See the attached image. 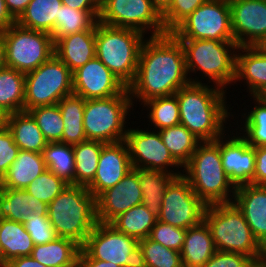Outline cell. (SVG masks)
Instances as JSON below:
<instances>
[{"label":"cell","instance_id":"cell-46","mask_svg":"<svg viewBox=\"0 0 266 267\" xmlns=\"http://www.w3.org/2000/svg\"><path fill=\"white\" fill-rule=\"evenodd\" d=\"M24 225L34 245L48 243L57 237L48 216H38L32 213L24 220Z\"/></svg>","mask_w":266,"mask_h":267},{"label":"cell","instance_id":"cell-28","mask_svg":"<svg viewBox=\"0 0 266 267\" xmlns=\"http://www.w3.org/2000/svg\"><path fill=\"white\" fill-rule=\"evenodd\" d=\"M33 248V240L26 231L24 223L0 218L2 267L14 258L30 256Z\"/></svg>","mask_w":266,"mask_h":267},{"label":"cell","instance_id":"cell-27","mask_svg":"<svg viewBox=\"0 0 266 267\" xmlns=\"http://www.w3.org/2000/svg\"><path fill=\"white\" fill-rule=\"evenodd\" d=\"M7 127L20 150L42 153L48 142L28 111L8 114Z\"/></svg>","mask_w":266,"mask_h":267},{"label":"cell","instance_id":"cell-52","mask_svg":"<svg viewBox=\"0 0 266 267\" xmlns=\"http://www.w3.org/2000/svg\"><path fill=\"white\" fill-rule=\"evenodd\" d=\"M31 0H5L6 7L11 16L17 20L24 12Z\"/></svg>","mask_w":266,"mask_h":267},{"label":"cell","instance_id":"cell-60","mask_svg":"<svg viewBox=\"0 0 266 267\" xmlns=\"http://www.w3.org/2000/svg\"><path fill=\"white\" fill-rule=\"evenodd\" d=\"M261 265L262 267H266V246L264 247L263 261Z\"/></svg>","mask_w":266,"mask_h":267},{"label":"cell","instance_id":"cell-18","mask_svg":"<svg viewBox=\"0 0 266 267\" xmlns=\"http://www.w3.org/2000/svg\"><path fill=\"white\" fill-rule=\"evenodd\" d=\"M232 131H226L220 137L223 169L235 187L252 184L255 172V147L250 146L237 129Z\"/></svg>","mask_w":266,"mask_h":267},{"label":"cell","instance_id":"cell-31","mask_svg":"<svg viewBox=\"0 0 266 267\" xmlns=\"http://www.w3.org/2000/svg\"><path fill=\"white\" fill-rule=\"evenodd\" d=\"M138 174L139 185L142 190V204L158 218L161 213L164 193L176 175L166 171L144 168H139Z\"/></svg>","mask_w":266,"mask_h":267},{"label":"cell","instance_id":"cell-1","mask_svg":"<svg viewBox=\"0 0 266 267\" xmlns=\"http://www.w3.org/2000/svg\"><path fill=\"white\" fill-rule=\"evenodd\" d=\"M190 83L180 41L172 34L146 37L139 54L137 73L128 86L132 104L174 95ZM139 99V100H138Z\"/></svg>","mask_w":266,"mask_h":267},{"label":"cell","instance_id":"cell-9","mask_svg":"<svg viewBox=\"0 0 266 267\" xmlns=\"http://www.w3.org/2000/svg\"><path fill=\"white\" fill-rule=\"evenodd\" d=\"M71 94L72 71L55 54L37 69L25 74L24 111L58 104Z\"/></svg>","mask_w":266,"mask_h":267},{"label":"cell","instance_id":"cell-38","mask_svg":"<svg viewBox=\"0 0 266 267\" xmlns=\"http://www.w3.org/2000/svg\"><path fill=\"white\" fill-rule=\"evenodd\" d=\"M158 132L164 145L182 167L189 162L201 142L182 124L160 129Z\"/></svg>","mask_w":266,"mask_h":267},{"label":"cell","instance_id":"cell-24","mask_svg":"<svg viewBox=\"0 0 266 267\" xmlns=\"http://www.w3.org/2000/svg\"><path fill=\"white\" fill-rule=\"evenodd\" d=\"M48 204L38 200L25 189L0 190V218L24 223L32 213L47 216Z\"/></svg>","mask_w":266,"mask_h":267},{"label":"cell","instance_id":"cell-3","mask_svg":"<svg viewBox=\"0 0 266 267\" xmlns=\"http://www.w3.org/2000/svg\"><path fill=\"white\" fill-rule=\"evenodd\" d=\"M179 41L184 50L185 66L190 83L204 84V79H206L207 84L213 83L214 86L223 90L234 85L236 53L239 47L235 41L210 39ZM197 72L199 75L192 78L193 74H198ZM198 76H202L201 79Z\"/></svg>","mask_w":266,"mask_h":267},{"label":"cell","instance_id":"cell-63","mask_svg":"<svg viewBox=\"0 0 266 267\" xmlns=\"http://www.w3.org/2000/svg\"><path fill=\"white\" fill-rule=\"evenodd\" d=\"M100 5L106 0H96Z\"/></svg>","mask_w":266,"mask_h":267},{"label":"cell","instance_id":"cell-41","mask_svg":"<svg viewBox=\"0 0 266 267\" xmlns=\"http://www.w3.org/2000/svg\"><path fill=\"white\" fill-rule=\"evenodd\" d=\"M28 112L36 121L48 143H62L64 122L58 104L37 106Z\"/></svg>","mask_w":266,"mask_h":267},{"label":"cell","instance_id":"cell-22","mask_svg":"<svg viewBox=\"0 0 266 267\" xmlns=\"http://www.w3.org/2000/svg\"><path fill=\"white\" fill-rule=\"evenodd\" d=\"M237 82L244 83L249 97L266 89V51L261 46L238 47L234 84Z\"/></svg>","mask_w":266,"mask_h":267},{"label":"cell","instance_id":"cell-57","mask_svg":"<svg viewBox=\"0 0 266 267\" xmlns=\"http://www.w3.org/2000/svg\"><path fill=\"white\" fill-rule=\"evenodd\" d=\"M4 67H6L5 41L3 34L0 32V70Z\"/></svg>","mask_w":266,"mask_h":267},{"label":"cell","instance_id":"cell-56","mask_svg":"<svg viewBox=\"0 0 266 267\" xmlns=\"http://www.w3.org/2000/svg\"><path fill=\"white\" fill-rule=\"evenodd\" d=\"M153 6L162 14L171 4L172 0H151Z\"/></svg>","mask_w":266,"mask_h":267},{"label":"cell","instance_id":"cell-61","mask_svg":"<svg viewBox=\"0 0 266 267\" xmlns=\"http://www.w3.org/2000/svg\"><path fill=\"white\" fill-rule=\"evenodd\" d=\"M261 47L266 51V41L261 45Z\"/></svg>","mask_w":266,"mask_h":267},{"label":"cell","instance_id":"cell-11","mask_svg":"<svg viewBox=\"0 0 266 267\" xmlns=\"http://www.w3.org/2000/svg\"><path fill=\"white\" fill-rule=\"evenodd\" d=\"M178 40L234 41L228 0H207L172 32Z\"/></svg>","mask_w":266,"mask_h":267},{"label":"cell","instance_id":"cell-58","mask_svg":"<svg viewBox=\"0 0 266 267\" xmlns=\"http://www.w3.org/2000/svg\"><path fill=\"white\" fill-rule=\"evenodd\" d=\"M8 113L0 107V130L7 126Z\"/></svg>","mask_w":266,"mask_h":267},{"label":"cell","instance_id":"cell-4","mask_svg":"<svg viewBox=\"0 0 266 267\" xmlns=\"http://www.w3.org/2000/svg\"><path fill=\"white\" fill-rule=\"evenodd\" d=\"M47 216L57 237L82 247L98 223L96 197L87 187L69 184L48 204Z\"/></svg>","mask_w":266,"mask_h":267},{"label":"cell","instance_id":"cell-14","mask_svg":"<svg viewBox=\"0 0 266 267\" xmlns=\"http://www.w3.org/2000/svg\"><path fill=\"white\" fill-rule=\"evenodd\" d=\"M206 208L188 180L180 175L170 182L164 193L158 220L187 230L204 220Z\"/></svg>","mask_w":266,"mask_h":267},{"label":"cell","instance_id":"cell-40","mask_svg":"<svg viewBox=\"0 0 266 267\" xmlns=\"http://www.w3.org/2000/svg\"><path fill=\"white\" fill-rule=\"evenodd\" d=\"M48 170L67 183L74 185L75 159L73 145L61 142L48 143L42 151Z\"/></svg>","mask_w":266,"mask_h":267},{"label":"cell","instance_id":"cell-34","mask_svg":"<svg viewBox=\"0 0 266 267\" xmlns=\"http://www.w3.org/2000/svg\"><path fill=\"white\" fill-rule=\"evenodd\" d=\"M25 73L10 67L0 70V107L8 114L24 111Z\"/></svg>","mask_w":266,"mask_h":267},{"label":"cell","instance_id":"cell-49","mask_svg":"<svg viewBox=\"0 0 266 267\" xmlns=\"http://www.w3.org/2000/svg\"><path fill=\"white\" fill-rule=\"evenodd\" d=\"M253 185H266V146L255 148V172Z\"/></svg>","mask_w":266,"mask_h":267},{"label":"cell","instance_id":"cell-45","mask_svg":"<svg viewBox=\"0 0 266 267\" xmlns=\"http://www.w3.org/2000/svg\"><path fill=\"white\" fill-rule=\"evenodd\" d=\"M186 229L163 223L159 220L153 226L149 238L169 249L181 251Z\"/></svg>","mask_w":266,"mask_h":267},{"label":"cell","instance_id":"cell-36","mask_svg":"<svg viewBox=\"0 0 266 267\" xmlns=\"http://www.w3.org/2000/svg\"><path fill=\"white\" fill-rule=\"evenodd\" d=\"M99 15L100 10H78L62 4L52 34L54 43L66 35L90 30L98 22Z\"/></svg>","mask_w":266,"mask_h":267},{"label":"cell","instance_id":"cell-62","mask_svg":"<svg viewBox=\"0 0 266 267\" xmlns=\"http://www.w3.org/2000/svg\"><path fill=\"white\" fill-rule=\"evenodd\" d=\"M0 267H2V255H1V252H0Z\"/></svg>","mask_w":266,"mask_h":267},{"label":"cell","instance_id":"cell-5","mask_svg":"<svg viewBox=\"0 0 266 267\" xmlns=\"http://www.w3.org/2000/svg\"><path fill=\"white\" fill-rule=\"evenodd\" d=\"M182 175L206 205L233 202L236 187L222 166L220 137L215 141L200 142L183 167Z\"/></svg>","mask_w":266,"mask_h":267},{"label":"cell","instance_id":"cell-6","mask_svg":"<svg viewBox=\"0 0 266 267\" xmlns=\"http://www.w3.org/2000/svg\"><path fill=\"white\" fill-rule=\"evenodd\" d=\"M217 251L245 254L262 264L264 247L254 237L243 213L232 203L207 205L204 214Z\"/></svg>","mask_w":266,"mask_h":267},{"label":"cell","instance_id":"cell-39","mask_svg":"<svg viewBox=\"0 0 266 267\" xmlns=\"http://www.w3.org/2000/svg\"><path fill=\"white\" fill-rule=\"evenodd\" d=\"M142 105L147 110V125L154 127L151 129L160 130L180 124L179 104L175 94L152 98Z\"/></svg>","mask_w":266,"mask_h":267},{"label":"cell","instance_id":"cell-37","mask_svg":"<svg viewBox=\"0 0 266 267\" xmlns=\"http://www.w3.org/2000/svg\"><path fill=\"white\" fill-rule=\"evenodd\" d=\"M250 99H253V108L248 109V113L247 107L244 108L246 113L243 112L239 120L240 125L235 129L240 128L239 134L250 146L255 148L266 146V103L257 96Z\"/></svg>","mask_w":266,"mask_h":267},{"label":"cell","instance_id":"cell-16","mask_svg":"<svg viewBox=\"0 0 266 267\" xmlns=\"http://www.w3.org/2000/svg\"><path fill=\"white\" fill-rule=\"evenodd\" d=\"M139 241L117 231L109 223L98 222L81 247L92 259L127 267V256Z\"/></svg>","mask_w":266,"mask_h":267},{"label":"cell","instance_id":"cell-13","mask_svg":"<svg viewBox=\"0 0 266 267\" xmlns=\"http://www.w3.org/2000/svg\"><path fill=\"white\" fill-rule=\"evenodd\" d=\"M129 126L125 142L133 168L166 171L176 176L183 174V167L164 145L158 130H151L149 126L145 130V124L144 129L139 128L141 125L133 128Z\"/></svg>","mask_w":266,"mask_h":267},{"label":"cell","instance_id":"cell-21","mask_svg":"<svg viewBox=\"0 0 266 267\" xmlns=\"http://www.w3.org/2000/svg\"><path fill=\"white\" fill-rule=\"evenodd\" d=\"M233 203L243 213L254 237L266 246V185L236 187Z\"/></svg>","mask_w":266,"mask_h":267},{"label":"cell","instance_id":"cell-33","mask_svg":"<svg viewBox=\"0 0 266 267\" xmlns=\"http://www.w3.org/2000/svg\"><path fill=\"white\" fill-rule=\"evenodd\" d=\"M158 218L143 204L118 215L109 224L117 231L140 241L149 237Z\"/></svg>","mask_w":266,"mask_h":267},{"label":"cell","instance_id":"cell-35","mask_svg":"<svg viewBox=\"0 0 266 267\" xmlns=\"http://www.w3.org/2000/svg\"><path fill=\"white\" fill-rule=\"evenodd\" d=\"M104 144L100 141L86 140L73 145L75 159L74 185L87 187L93 181Z\"/></svg>","mask_w":266,"mask_h":267},{"label":"cell","instance_id":"cell-50","mask_svg":"<svg viewBox=\"0 0 266 267\" xmlns=\"http://www.w3.org/2000/svg\"><path fill=\"white\" fill-rule=\"evenodd\" d=\"M75 267H121L112 262L92 259L82 248L79 251Z\"/></svg>","mask_w":266,"mask_h":267},{"label":"cell","instance_id":"cell-25","mask_svg":"<svg viewBox=\"0 0 266 267\" xmlns=\"http://www.w3.org/2000/svg\"><path fill=\"white\" fill-rule=\"evenodd\" d=\"M216 251L211 231L203 220L186 230L180 251L183 267H202Z\"/></svg>","mask_w":266,"mask_h":267},{"label":"cell","instance_id":"cell-7","mask_svg":"<svg viewBox=\"0 0 266 267\" xmlns=\"http://www.w3.org/2000/svg\"><path fill=\"white\" fill-rule=\"evenodd\" d=\"M144 37L134 29L96 23V57L127 87L136 77Z\"/></svg>","mask_w":266,"mask_h":267},{"label":"cell","instance_id":"cell-47","mask_svg":"<svg viewBox=\"0 0 266 267\" xmlns=\"http://www.w3.org/2000/svg\"><path fill=\"white\" fill-rule=\"evenodd\" d=\"M249 256L240 253L216 251L202 267H257Z\"/></svg>","mask_w":266,"mask_h":267},{"label":"cell","instance_id":"cell-59","mask_svg":"<svg viewBox=\"0 0 266 267\" xmlns=\"http://www.w3.org/2000/svg\"><path fill=\"white\" fill-rule=\"evenodd\" d=\"M257 97H259L263 102L266 103V89L262 91Z\"/></svg>","mask_w":266,"mask_h":267},{"label":"cell","instance_id":"cell-30","mask_svg":"<svg viewBox=\"0 0 266 267\" xmlns=\"http://www.w3.org/2000/svg\"><path fill=\"white\" fill-rule=\"evenodd\" d=\"M62 0H31L16 20L24 28L53 34Z\"/></svg>","mask_w":266,"mask_h":267},{"label":"cell","instance_id":"cell-32","mask_svg":"<svg viewBox=\"0 0 266 267\" xmlns=\"http://www.w3.org/2000/svg\"><path fill=\"white\" fill-rule=\"evenodd\" d=\"M85 101L83 97L71 94L58 102L64 122L62 143L76 145L87 140L83 127Z\"/></svg>","mask_w":266,"mask_h":267},{"label":"cell","instance_id":"cell-15","mask_svg":"<svg viewBox=\"0 0 266 267\" xmlns=\"http://www.w3.org/2000/svg\"><path fill=\"white\" fill-rule=\"evenodd\" d=\"M235 43L261 46L266 41V1L228 0Z\"/></svg>","mask_w":266,"mask_h":267},{"label":"cell","instance_id":"cell-19","mask_svg":"<svg viewBox=\"0 0 266 267\" xmlns=\"http://www.w3.org/2000/svg\"><path fill=\"white\" fill-rule=\"evenodd\" d=\"M142 204L138 169L130 170L114 187L103 191L96 198L97 220L110 223L118 215Z\"/></svg>","mask_w":266,"mask_h":267},{"label":"cell","instance_id":"cell-54","mask_svg":"<svg viewBox=\"0 0 266 267\" xmlns=\"http://www.w3.org/2000/svg\"><path fill=\"white\" fill-rule=\"evenodd\" d=\"M127 267H147L145 258L139 245L127 256Z\"/></svg>","mask_w":266,"mask_h":267},{"label":"cell","instance_id":"cell-20","mask_svg":"<svg viewBox=\"0 0 266 267\" xmlns=\"http://www.w3.org/2000/svg\"><path fill=\"white\" fill-rule=\"evenodd\" d=\"M132 169L125 140L105 143L99 156L95 177L87 189L97 198L103 191L114 187Z\"/></svg>","mask_w":266,"mask_h":267},{"label":"cell","instance_id":"cell-26","mask_svg":"<svg viewBox=\"0 0 266 267\" xmlns=\"http://www.w3.org/2000/svg\"><path fill=\"white\" fill-rule=\"evenodd\" d=\"M46 169L42 153L19 150L17 158L1 179V188L25 189Z\"/></svg>","mask_w":266,"mask_h":267},{"label":"cell","instance_id":"cell-51","mask_svg":"<svg viewBox=\"0 0 266 267\" xmlns=\"http://www.w3.org/2000/svg\"><path fill=\"white\" fill-rule=\"evenodd\" d=\"M62 4L78 10L101 9V5L96 0H62Z\"/></svg>","mask_w":266,"mask_h":267},{"label":"cell","instance_id":"cell-29","mask_svg":"<svg viewBox=\"0 0 266 267\" xmlns=\"http://www.w3.org/2000/svg\"><path fill=\"white\" fill-rule=\"evenodd\" d=\"M81 247L68 238L56 237L41 245H34L31 257L46 267H75Z\"/></svg>","mask_w":266,"mask_h":267},{"label":"cell","instance_id":"cell-17","mask_svg":"<svg viewBox=\"0 0 266 267\" xmlns=\"http://www.w3.org/2000/svg\"><path fill=\"white\" fill-rule=\"evenodd\" d=\"M72 75L73 94L85 100L109 98L127 88L96 56Z\"/></svg>","mask_w":266,"mask_h":267},{"label":"cell","instance_id":"cell-48","mask_svg":"<svg viewBox=\"0 0 266 267\" xmlns=\"http://www.w3.org/2000/svg\"><path fill=\"white\" fill-rule=\"evenodd\" d=\"M19 147L15 144L9 128L0 130V179L6 174L12 162L17 158Z\"/></svg>","mask_w":266,"mask_h":267},{"label":"cell","instance_id":"cell-55","mask_svg":"<svg viewBox=\"0 0 266 267\" xmlns=\"http://www.w3.org/2000/svg\"><path fill=\"white\" fill-rule=\"evenodd\" d=\"M16 20L9 13L5 0H0V32L6 30L12 24H15Z\"/></svg>","mask_w":266,"mask_h":267},{"label":"cell","instance_id":"cell-44","mask_svg":"<svg viewBox=\"0 0 266 267\" xmlns=\"http://www.w3.org/2000/svg\"><path fill=\"white\" fill-rule=\"evenodd\" d=\"M207 0H172L170 6L161 14L163 26L171 33L185 18Z\"/></svg>","mask_w":266,"mask_h":267},{"label":"cell","instance_id":"cell-8","mask_svg":"<svg viewBox=\"0 0 266 267\" xmlns=\"http://www.w3.org/2000/svg\"><path fill=\"white\" fill-rule=\"evenodd\" d=\"M128 87L119 95L85 101L83 127L87 140L114 143L125 140L131 111ZM128 117V118H127ZM127 128V129H126Z\"/></svg>","mask_w":266,"mask_h":267},{"label":"cell","instance_id":"cell-2","mask_svg":"<svg viewBox=\"0 0 266 267\" xmlns=\"http://www.w3.org/2000/svg\"><path fill=\"white\" fill-rule=\"evenodd\" d=\"M227 90L213 84L189 83L175 93L179 104L180 124L199 141H215L230 130L227 124L232 122L236 112H231L233 106L228 107Z\"/></svg>","mask_w":266,"mask_h":267},{"label":"cell","instance_id":"cell-53","mask_svg":"<svg viewBox=\"0 0 266 267\" xmlns=\"http://www.w3.org/2000/svg\"><path fill=\"white\" fill-rule=\"evenodd\" d=\"M4 267H46L31 256L17 257L8 261Z\"/></svg>","mask_w":266,"mask_h":267},{"label":"cell","instance_id":"cell-43","mask_svg":"<svg viewBox=\"0 0 266 267\" xmlns=\"http://www.w3.org/2000/svg\"><path fill=\"white\" fill-rule=\"evenodd\" d=\"M68 185L69 183L65 180L46 169L40 176L36 177L25 190L38 200L49 204Z\"/></svg>","mask_w":266,"mask_h":267},{"label":"cell","instance_id":"cell-10","mask_svg":"<svg viewBox=\"0 0 266 267\" xmlns=\"http://www.w3.org/2000/svg\"><path fill=\"white\" fill-rule=\"evenodd\" d=\"M1 33L5 41L7 67L26 74L54 55V41L49 33L27 29L17 23Z\"/></svg>","mask_w":266,"mask_h":267},{"label":"cell","instance_id":"cell-23","mask_svg":"<svg viewBox=\"0 0 266 267\" xmlns=\"http://www.w3.org/2000/svg\"><path fill=\"white\" fill-rule=\"evenodd\" d=\"M96 24L88 31H80L59 38L54 54L73 72L96 56Z\"/></svg>","mask_w":266,"mask_h":267},{"label":"cell","instance_id":"cell-42","mask_svg":"<svg viewBox=\"0 0 266 267\" xmlns=\"http://www.w3.org/2000/svg\"><path fill=\"white\" fill-rule=\"evenodd\" d=\"M147 267H183L179 251L169 249L149 237L139 241Z\"/></svg>","mask_w":266,"mask_h":267},{"label":"cell","instance_id":"cell-12","mask_svg":"<svg viewBox=\"0 0 266 267\" xmlns=\"http://www.w3.org/2000/svg\"><path fill=\"white\" fill-rule=\"evenodd\" d=\"M98 21L111 27L151 34L148 37L167 33L161 14L151 0H106L101 4Z\"/></svg>","mask_w":266,"mask_h":267}]
</instances>
